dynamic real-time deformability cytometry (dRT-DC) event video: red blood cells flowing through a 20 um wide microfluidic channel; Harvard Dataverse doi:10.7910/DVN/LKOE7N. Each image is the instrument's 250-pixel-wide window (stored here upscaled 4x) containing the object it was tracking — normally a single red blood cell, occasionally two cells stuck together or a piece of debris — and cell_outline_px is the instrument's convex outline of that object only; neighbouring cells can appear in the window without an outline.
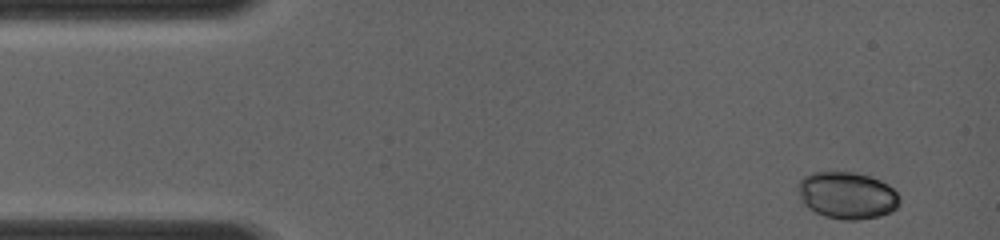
{"species": "common noctule bat (a hibernating species)", "species_latin": "Nyctalus noctula", "temperature_condition": "room temperature", "stored_images_in_passage": 6, "camera_frame_rate_fps": 4000, "um_per_image_px": 0.085, "animal": {"sex": "female", "body_mass_g": 19.0, "forearm_length_mm": 56.7}, "frame": {"image": 1, "passage_image": 1, "time_ms": 0.0, "image_size_px": [1000, 240], "cell_outline_px": [[900, 200], [896, 208], [888, 212], [876, 216], [856, 220], [844, 220], [824, 216], [816, 212], [804, 200], [796, 184], [804, 176], [812, 172], [852, 172], [868, 176], [880, 180], [888, 184], [900, 196]], "centroid_in_image_um": [72.03, 16.59], "position_along_channel_um": 13.0, "area_um2": 27.28}}
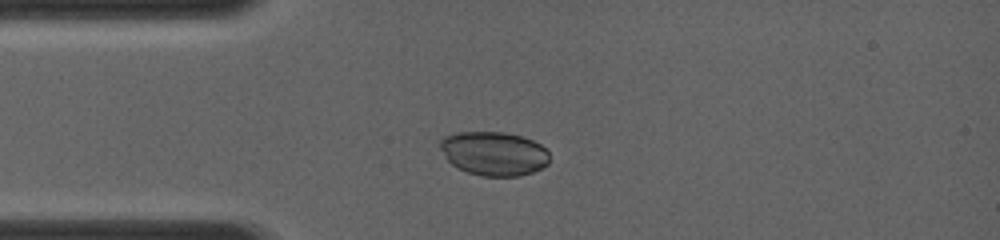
{"frame": {"image": 2, "passage_image": 4, "time_ms": 2.5, "image_size_px": [1000, 240], "cell_outline_px": [[548, 164], [532, 172], [516, 176], [484, 176], [468, 172], [452, 164], [448, 160], [440, 148], [440, 140], [444, 136], [456, 132], [504, 132], [520, 136], [532, 140], [540, 144], [548, 152]], "centroid_in_image_um": [41.97, 13.04], "position_along_channel_um": 43.0, "area_um2": 27.74}}